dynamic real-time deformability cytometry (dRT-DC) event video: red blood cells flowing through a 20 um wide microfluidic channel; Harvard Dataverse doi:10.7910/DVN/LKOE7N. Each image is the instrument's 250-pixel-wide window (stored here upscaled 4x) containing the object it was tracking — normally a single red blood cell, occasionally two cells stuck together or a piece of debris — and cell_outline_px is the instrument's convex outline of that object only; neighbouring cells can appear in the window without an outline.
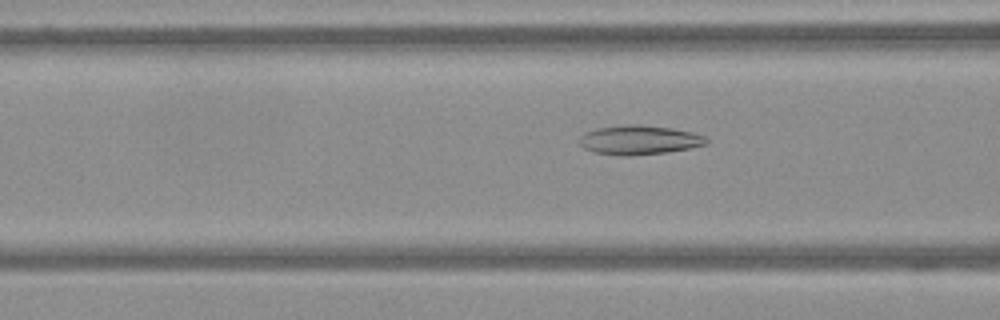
{"species": "Egyptian fruit bat (a non-hibernating species)", "species_latin": "Rousettus aegyptiacus", "temperature_condition": "warm", "stored_images_in_passage": 63, "camera_frame_rate_fps": 3000, "um_per_image_px": 0.085, "frame": {"image": 1, "passage_image": 25, "time_ms": 8.0, "image_size_px": [1000, 320], "cell_outline_px": [[708, 144], [668, 152], [628, 156], [620, 156], [592, 152], [584, 148], [580, 144], [580, 136], [596, 128], [628, 124], [640, 124], [672, 128], [692, 132], [704, 136], [708, 140]], "centroid_in_image_um": [54.33, 11.9], "position_along_channel_um": 112.3, "area_um2": 21.68}}
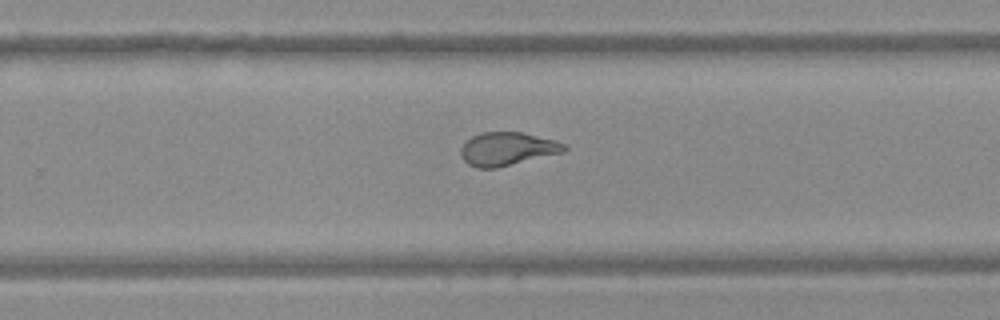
{"frame": {"image": 2, "passage_image": 41, "time_ms": 13.333, "image_size_px": [1000, 320], "cell_outline_px": [[568, 148], [564, 152], [496, 168], [476, 168], [468, 164], [460, 156], [460, 148], [472, 136], [480, 132], [520, 132], [556, 140], [568, 144]], "centroid_in_image_um": [43.13, 12.65], "position_along_channel_um": 286.7, "area_um2": 20.17}}
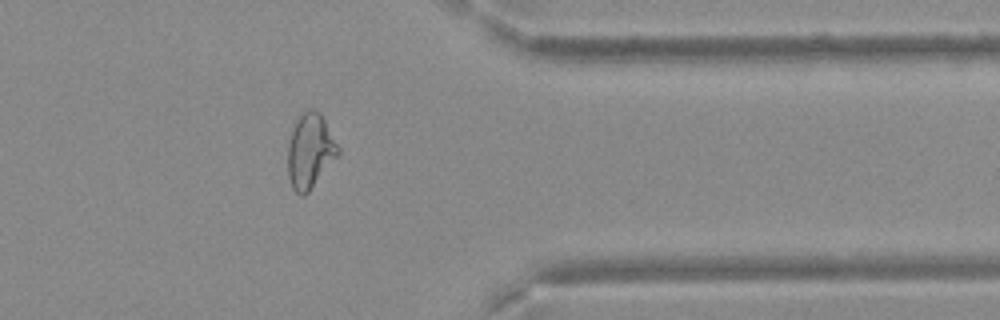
{"frame": {"image": 3, "passage_image": 51, "time_ms": 16.667, "image_size_px": [1000, 320], "cell_outline_px": [[340, 152], [308, 192], [304, 196], [300, 196], [292, 188], [288, 176], [288, 144], [296, 120], [308, 108], [312, 108], [320, 112], [340, 148]], "centroid_in_image_um": [26.35, 12.83], "position_along_channel_um": 385.1, "area_um2": 21.62}}